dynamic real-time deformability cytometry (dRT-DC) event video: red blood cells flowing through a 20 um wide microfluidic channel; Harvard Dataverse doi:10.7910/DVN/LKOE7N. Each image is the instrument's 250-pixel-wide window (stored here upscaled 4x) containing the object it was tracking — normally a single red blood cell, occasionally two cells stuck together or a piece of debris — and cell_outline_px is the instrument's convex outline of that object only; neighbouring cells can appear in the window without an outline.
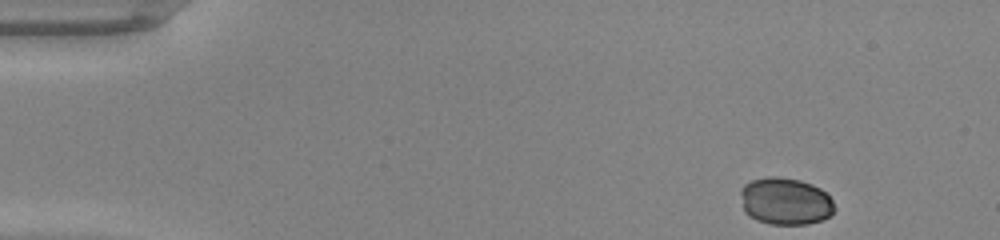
{"species": "common noctule bat (a hibernating species)", "species_latin": "Nyctalus noctula", "temperature_condition": "warm", "stored_images_in_passage": 44, "camera_frame_rate_fps": 3000, "um_per_image_px": 0.085, "animal": {"sex": "male", "body_mass_g": 20.0, "forearm_length_mm": 53.3}, "frame": {"image": 1, "passage_image": 1, "time_ms": 0.0, "image_size_px": [1000, 240], "cell_outline_px": [[836, 208], [828, 216], [820, 220], [808, 224], [768, 224], [756, 220], [748, 216], [744, 212], [740, 192], [740, 188], [744, 184], [752, 180], [768, 176], [776, 176], [800, 180], [812, 184], [820, 188], [832, 200]], "centroid_in_image_um": [66.72, 17.1], "position_along_channel_um": 18.3, "area_um2": 25.95}}
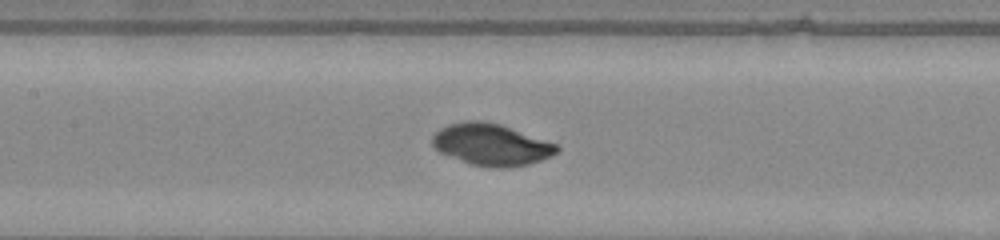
{"frame": {"image": 2, "passage_image": 19, "time_ms": 6.0, "image_size_px": [1000, 240], "cell_outline_px": [[560, 148], [552, 156], [528, 164], [508, 168], [492, 168], [468, 164], [440, 152], [432, 144], [432, 136], [440, 128], [448, 124], [468, 120], [480, 120], [500, 124], [556, 144]], "centroid_in_image_um": [41.73, 12.3], "position_along_channel_um": 165.7, "area_um2": 30.23}}
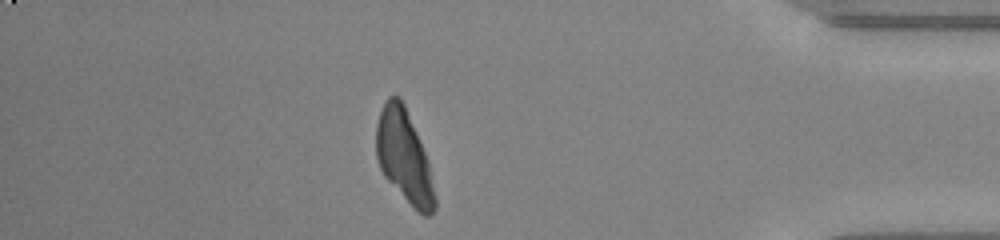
{"frame": {"image": 3, "passage_image": 38, "time_ms": 12.333, "image_size_px": [1000, 240], "cell_outline_px": [[436, 208], [428, 216], [424, 216], [416, 212], [384, 176], [380, 168], [376, 156], [376, 124], [380, 112], [388, 96], [400, 96], [404, 104], [424, 152], [428, 164], [436, 200]], "centroid_in_image_um": [34.33, 13.34], "position_along_channel_um": 400.9, "area_um2": 31.15}}